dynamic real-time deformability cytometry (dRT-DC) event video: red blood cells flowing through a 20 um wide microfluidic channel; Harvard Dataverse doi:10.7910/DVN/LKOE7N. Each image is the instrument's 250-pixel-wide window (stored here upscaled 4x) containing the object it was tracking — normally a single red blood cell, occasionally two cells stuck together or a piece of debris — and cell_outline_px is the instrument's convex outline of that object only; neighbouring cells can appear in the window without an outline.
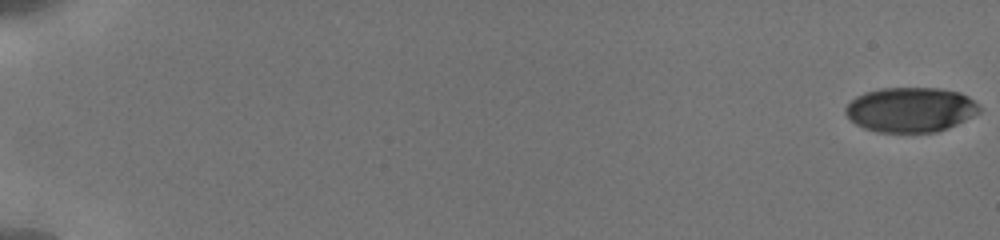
{"species": "human", "species_latin": "Homo sapiens", "temperature_condition": "cold", "stored_images_in_passage": 32, "camera_frame_rate_fps": 3000, "um_per_image_px": 0.085, "donor": {"sex": "male"}, "frame": {"image": 1, "passage_image": 1, "time_ms": 0.0, "image_size_px": [1000, 240], "cell_outline_px": [[980, 112], [948, 128], [936, 132], [876, 132], [864, 128], [856, 124], [844, 112], [844, 108], [856, 96], [864, 92], [880, 88], [940, 88], [960, 92], [968, 96], [980, 104]], "centroid_in_image_um": [77.4, 9.31], "position_along_channel_um": 7.6, "area_um2": 35.08}}
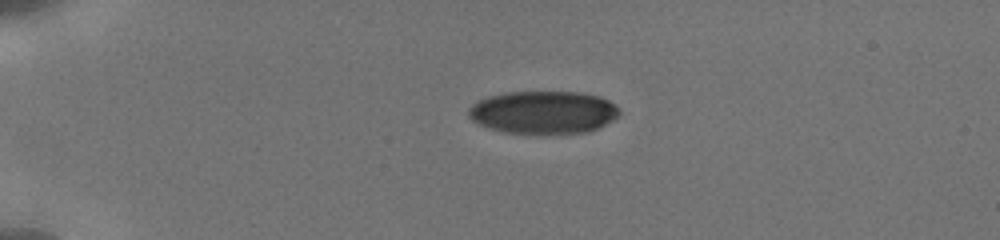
{"frame": {"image": 2, "passage_image": 23, "time_ms": 4.667, "image_size_px": [1000, 240], "cell_outline_px": [[620, 112], [612, 120], [588, 132], [548, 136], [536, 136], [504, 132], [488, 128], [472, 120], [468, 116], [468, 108], [476, 100], [488, 96], [508, 92], [580, 92], [600, 96], [608, 100]], "centroid_in_image_um": [46.13, 9.58], "position_along_channel_um": 38.9, "area_um2": 38.44}}